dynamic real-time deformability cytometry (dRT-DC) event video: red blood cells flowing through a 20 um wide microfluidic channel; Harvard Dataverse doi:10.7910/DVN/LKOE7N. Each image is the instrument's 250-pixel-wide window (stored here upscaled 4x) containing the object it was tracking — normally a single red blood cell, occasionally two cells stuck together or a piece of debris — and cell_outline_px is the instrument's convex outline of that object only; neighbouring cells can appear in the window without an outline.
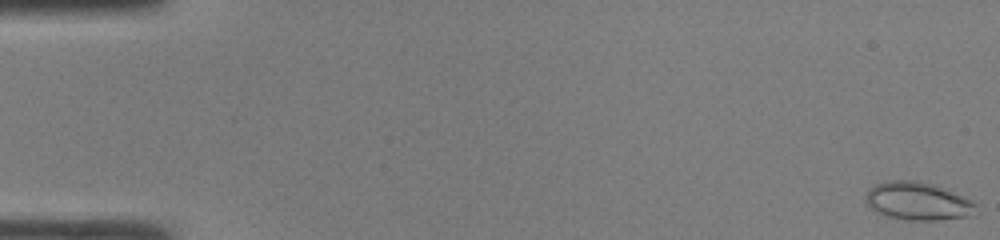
{"species": "common noctule bat (a hibernating species)", "species_latin": "Nyctalus noctula", "temperature_condition": "room temperature", "stored_images_in_passage": 48, "camera_frame_rate_fps": 3000, "um_per_image_px": 0.085, "animal": {"sex": "male", "body_mass_g": 19.0, "forearm_length_mm": 50.8}, "frame": {"image": 1, "passage_image": 1, "time_ms": 0.0, "image_size_px": [1000, 240], "cell_outline_px": [[976, 204], [964, 216], [936, 220], [908, 220], [888, 216], [876, 212], [864, 200], [868, 192], [876, 184], [888, 180], [916, 180], [940, 188], [972, 200]], "centroid_in_image_um": [77.9, 17.09], "position_along_channel_um": 7.1, "area_um2": 23.41}}
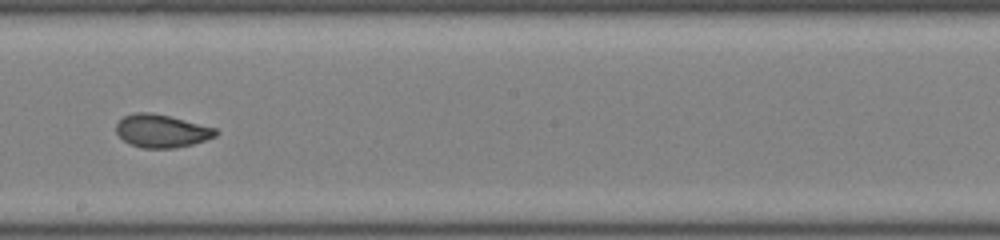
{"frame": {"image": 2, "passage_image": 28, "time_ms": 9.0, "image_size_px": [1000, 240], "cell_outline_px": [[220, 132], [216, 136], [192, 144], [176, 148], [140, 148], [124, 140], [116, 132], [116, 124], [124, 116], [136, 112], [152, 112], [216, 128]], "centroid_in_image_um": [13.74, 11.13], "position_along_channel_um": 234.5, "area_um2": 19.02}}
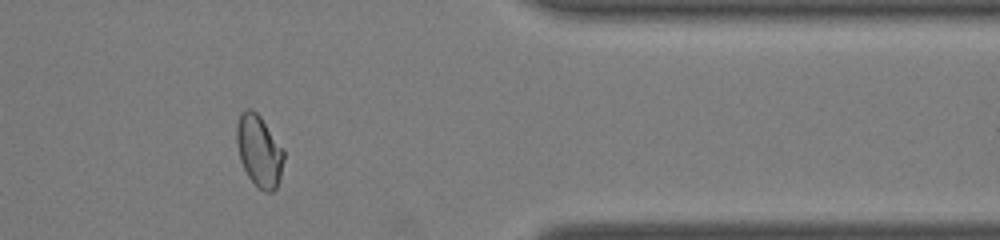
{"frame": {"image": 3, "passage_image": 40, "time_ms": 13.0, "image_size_px": [1000, 240], "cell_outline_px": [[284, 160], [280, 180], [276, 188], [272, 192], [264, 192], [248, 176], [240, 160], [236, 144], [236, 124], [240, 112], [244, 108], [252, 108], [260, 116], [284, 148]], "centroid_in_image_um": [22.03, 12.79], "position_along_channel_um": 389.4, "area_um2": 20.0}, "authors_computed_cell_mechanics": {"area_um2": 20.0277, "velocity_mm_per_s": 4.3059, "shape_relaxation_time_tau1_ms": null, "shape_relaxation_time_tau2_ms": 1.0244, "deformation_change_tau1": null, "deformation_change_tau2": 0.0535}}